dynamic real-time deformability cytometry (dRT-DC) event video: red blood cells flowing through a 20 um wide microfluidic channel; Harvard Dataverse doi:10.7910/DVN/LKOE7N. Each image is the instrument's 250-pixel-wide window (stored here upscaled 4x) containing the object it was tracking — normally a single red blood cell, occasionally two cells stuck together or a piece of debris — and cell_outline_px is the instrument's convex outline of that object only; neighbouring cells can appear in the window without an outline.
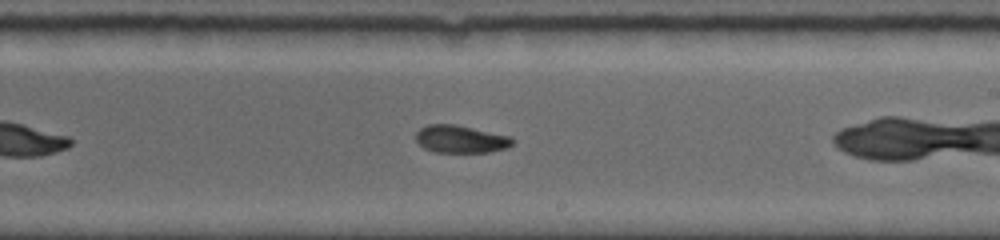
{"species": "common noctule bat (a hibernating species)", "species_latin": "Nyctalus noctula", "temperature_condition": "room temperature", "stored_images_in_passage": 16, "camera_frame_rate_fps": 5000, "um_per_image_px": 0.085, "animal": {"sex": "female", "body_mass_g": 19.0, "forearm_length_mm": 56.7}, "frame": {"image": 1, "passage_image": 10, "time_ms": 4.6, "image_size_px": [1000, 240], "cell_outline_px": [[516, 140], [508, 148], [488, 152], [436, 152], [424, 148], [416, 140], [416, 132], [420, 128], [428, 124], [456, 124], [512, 136]], "centroid_in_image_um": [39.2, 11.81], "position_along_channel_um": 249.8, "area_um2": 15.72}}
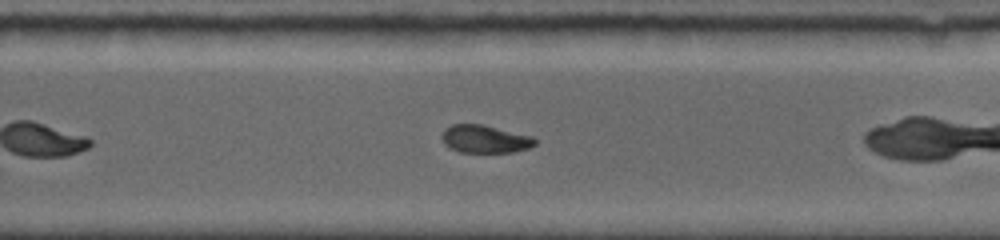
{"frame": {"image": 2, "passage_image": 12, "time_ms": 5.6, "image_size_px": [1000, 240], "cell_outline_px": [[536, 144], [528, 148], [512, 152], [460, 152], [448, 148], [444, 144], [440, 136], [444, 128], [452, 124], [484, 124], [532, 136], [536, 140]], "centroid_in_image_um": [41.17, 11.81], "position_along_channel_um": 288.6, "area_um2": 15.32}}